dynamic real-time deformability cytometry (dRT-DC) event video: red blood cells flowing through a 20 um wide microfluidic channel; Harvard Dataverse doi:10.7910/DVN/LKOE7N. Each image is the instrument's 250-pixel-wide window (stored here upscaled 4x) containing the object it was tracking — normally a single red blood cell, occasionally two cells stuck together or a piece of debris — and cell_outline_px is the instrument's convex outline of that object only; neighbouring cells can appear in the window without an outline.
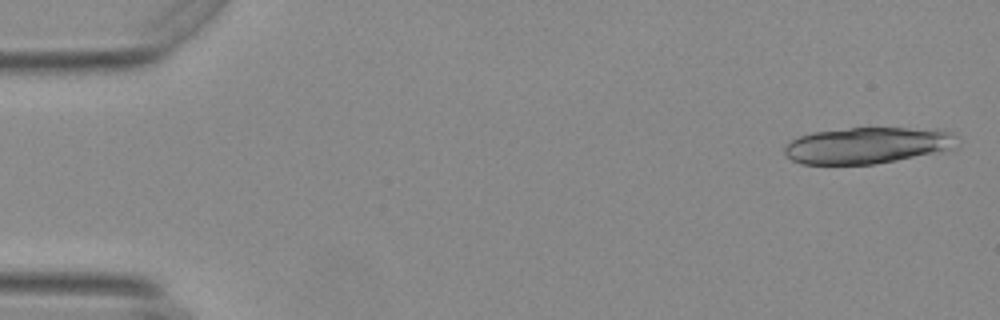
{"species": "Egyptian fruit bat (a non-hibernating species)", "species_latin": "Rousettus aegyptiacus", "temperature_condition": "warm", "stored_images_in_passage": 16, "camera_frame_rate_fps": 3000, "um_per_image_px": 0.085, "animal": {"sex": "female"}, "frame": {"image": 1, "passage_image": 2, "time_ms": 0.333, "image_size_px": [1000, 320], "cell_outline_px": [[960, 148], [948, 152], [872, 164], [800, 164], [784, 156], [784, 148], [792, 140], [800, 136], [812, 132], [848, 128], [940, 128], [956, 136]], "centroid_in_image_um": [73.85, 12.36], "position_along_channel_um": 11.1, "area_um2": 37.4}}